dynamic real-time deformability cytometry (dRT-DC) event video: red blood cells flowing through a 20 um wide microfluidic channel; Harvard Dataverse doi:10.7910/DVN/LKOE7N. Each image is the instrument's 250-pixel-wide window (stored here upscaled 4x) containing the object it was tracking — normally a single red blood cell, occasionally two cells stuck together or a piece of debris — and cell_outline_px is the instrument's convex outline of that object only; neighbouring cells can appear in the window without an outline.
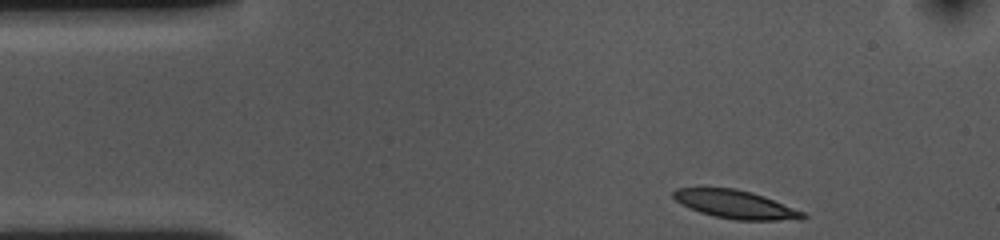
{"species": "common noctule bat (a hibernating species)", "species_latin": "Nyctalus noctula", "temperature_condition": "cold", "stored_images_in_passage": 38, "camera_frame_rate_fps": 3000, "um_per_image_px": 0.085, "animal": {"sex": "female", "body_mass_g": 10.0, "forearm_length_mm": 53.1}, "frame": {"image": 1, "passage_image": 1, "time_ms": 0.0, "image_size_px": [1000, 240], "cell_outline_px": [[808, 216], [800, 220], [736, 220], [716, 216], [700, 212], [676, 200], [672, 196], [672, 192], [676, 188], [736, 188], [752, 192], [764, 196], [804, 212]], "centroid_in_image_um": [62.56, 17.37], "position_along_channel_um": 22.4, "area_um2": 21.1}}
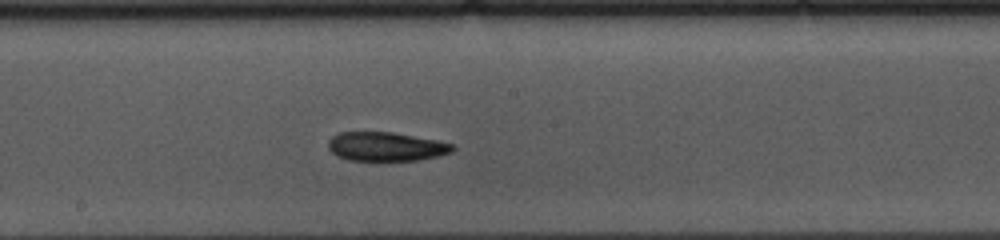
{"frame": {"image": 2, "passage_image": 22, "time_ms": 7.0, "image_size_px": [1000, 240], "cell_outline_px": [[456, 148], [452, 152], [440, 156], [416, 160], [376, 164], [348, 160], [336, 156], [328, 148], [328, 140], [332, 136], [340, 132], [392, 132], [436, 140], [456, 144]], "centroid_in_image_um": [32.8, 12.51], "position_along_channel_um": 215.4, "area_um2": 22.08}}
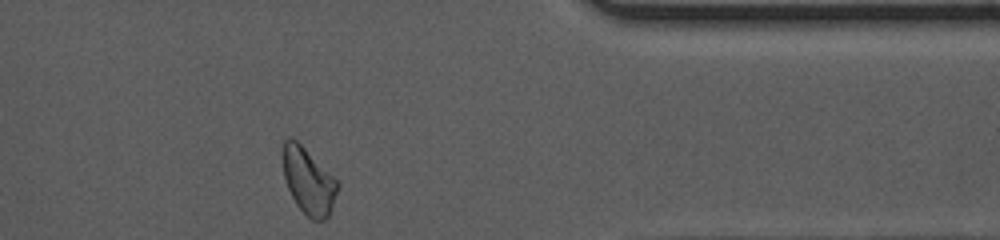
{"frame": {"image": 3, "passage_image": 38, "time_ms": 12.333, "image_size_px": [1000, 240], "cell_outline_px": [[340, 188], [332, 208], [328, 216], [324, 220], [312, 220], [296, 204], [288, 188], [284, 176], [284, 140], [288, 136], [292, 136], [340, 184]], "centroid_in_image_um": [26.24, 15.42], "position_along_channel_um": 385.2, "area_um2": 20.63}, "authors_computed_cell_mechanics": {"area_um2": 21.7039, "velocity_mm_per_s": 3.5794, "shape_relaxation_time_tau1_ms": 6.3072, "shape_relaxation_time_tau2_ms": null, "deformation_change_tau1": 0.1441, "deformation_change_tau2": null}}